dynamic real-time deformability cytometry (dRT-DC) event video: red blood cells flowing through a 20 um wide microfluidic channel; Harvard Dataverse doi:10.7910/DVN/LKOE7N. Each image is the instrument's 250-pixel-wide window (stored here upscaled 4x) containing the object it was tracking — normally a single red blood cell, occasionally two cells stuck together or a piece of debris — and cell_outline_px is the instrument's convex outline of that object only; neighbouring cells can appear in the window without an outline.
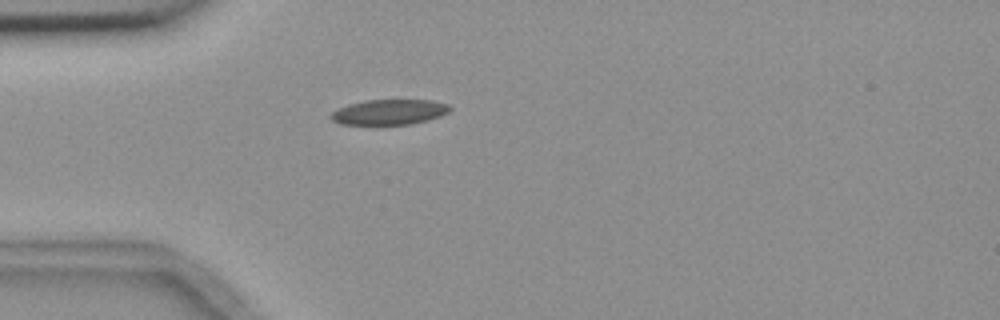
{"species": "common noctule bat (a hibernating species)", "species_latin": "Nyctalus noctula", "temperature_condition": "room temperature", "stored_images_in_passage": 2, "camera_frame_rate_fps": 3000, "um_per_image_px": 0.085, "animal": {"sex": "female", "body_mass_g": 18.4}, "frame": {"image": 1, "passage_image": 1, "time_ms": 0.0, "image_size_px": [1000, 320], "cell_outline_px": [[452, 108], [448, 112], [440, 116], [408, 124], [340, 124], [332, 120], [328, 116], [336, 108], [348, 104], [364, 100], [432, 100], [448, 104]], "centroid_in_image_um": [33.04, 9.51], "position_along_channel_um": 52.0, "area_um2": 17.46}}